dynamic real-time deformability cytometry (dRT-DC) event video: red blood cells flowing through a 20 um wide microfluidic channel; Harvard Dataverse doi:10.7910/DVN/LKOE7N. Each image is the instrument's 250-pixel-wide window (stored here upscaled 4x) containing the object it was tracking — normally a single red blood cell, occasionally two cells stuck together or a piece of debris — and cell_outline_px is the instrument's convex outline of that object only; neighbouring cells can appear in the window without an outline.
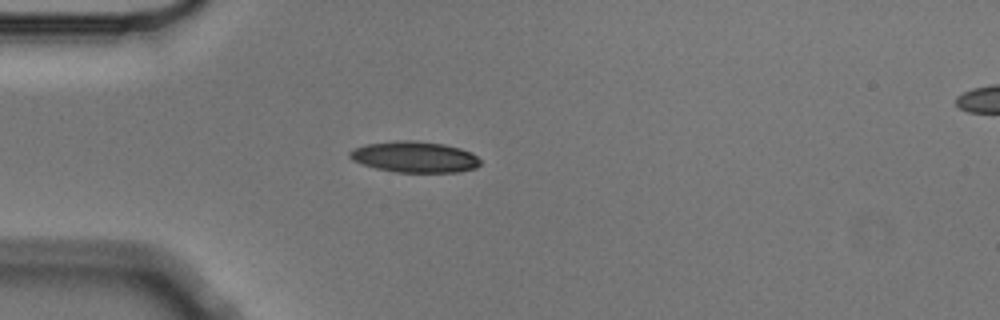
{"species": "Egyptian fruit bat (a non-hibernating species)", "species_latin": "Rousettus aegyptiacus", "temperature_condition": "cold", "stored_images_in_passage": 5, "segment_of_instrument_passage": [1, 2], "camera_frame_rate_fps": 3000, "um_per_image_px": 0.085, "animal": {"sex": "male"}, "frame": {"image": 1, "passage_image": 4, "time_ms": 1.0, "image_size_px": [1000, 320], "cell_outline_px": [[480, 164], [476, 168], [460, 172], [396, 172], [376, 168], [360, 164], [352, 160], [348, 156], [348, 152], [352, 148], [364, 144], [396, 140], [412, 140], [444, 144], [460, 148], [472, 152], [480, 160]], "centroid_in_image_um": [35.2, 13.33], "position_along_channel_um": 49.8, "area_um2": 23.93}}